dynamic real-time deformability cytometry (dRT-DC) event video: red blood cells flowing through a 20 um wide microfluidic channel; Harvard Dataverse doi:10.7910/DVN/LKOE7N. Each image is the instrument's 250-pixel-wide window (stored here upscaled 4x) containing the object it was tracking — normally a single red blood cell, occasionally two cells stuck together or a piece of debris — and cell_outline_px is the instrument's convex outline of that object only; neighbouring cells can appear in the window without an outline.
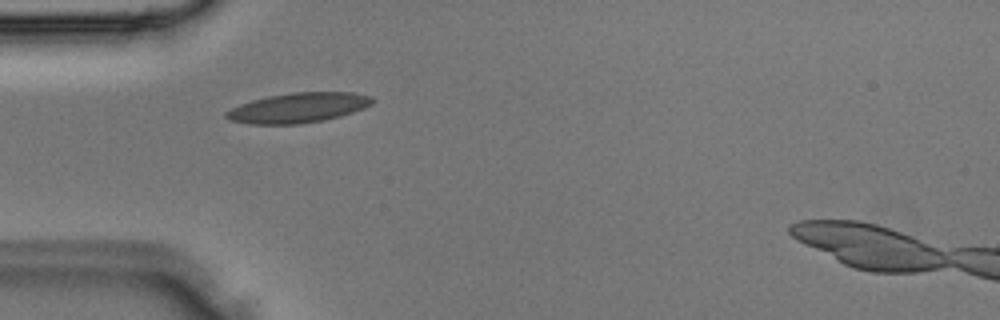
{"species": "Egyptian fruit bat (a non-hibernating species)", "species_latin": "Rousettus aegyptiacus", "temperature_condition": "room temperature", "stored_images_in_passage": 5, "camera_frame_rate_fps": 3000, "um_per_image_px": 0.085, "animal": {"sex": "male"}, "frame": {"image": 1, "passage_image": 4, "time_ms": 1.0, "image_size_px": [1000, 320], "cell_outline_px": [[376, 100], [372, 104], [364, 108], [340, 116], [324, 120], [300, 124], [248, 124], [228, 120], [224, 116], [224, 112], [240, 104], [252, 100], [268, 96], [292, 92], [352, 92], [372, 96]], "centroid_in_image_um": [25.35, 9.16], "position_along_channel_um": 59.7, "area_um2": 25.66}}